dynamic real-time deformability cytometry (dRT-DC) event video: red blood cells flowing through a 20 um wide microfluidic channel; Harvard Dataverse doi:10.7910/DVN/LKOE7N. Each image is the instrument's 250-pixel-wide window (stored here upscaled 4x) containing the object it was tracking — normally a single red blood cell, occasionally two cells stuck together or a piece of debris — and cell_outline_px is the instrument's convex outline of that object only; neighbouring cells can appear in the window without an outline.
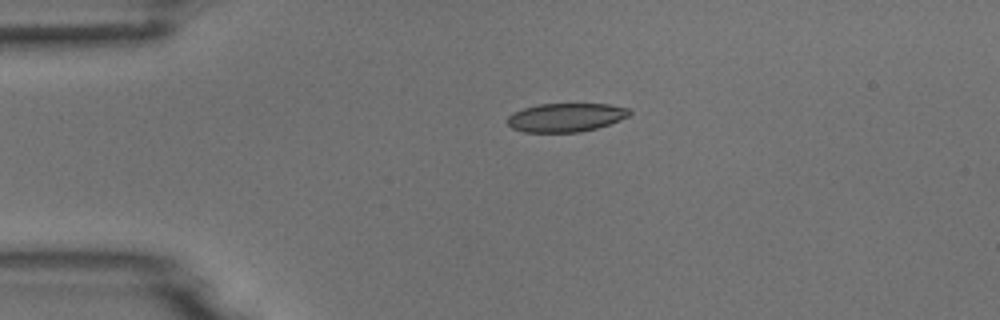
{"species": "common noctule bat (a hibernating species)", "species_latin": "Nyctalus noctula", "temperature_condition": "room temperature", "stored_images_in_passage": 4, "camera_frame_rate_fps": 3000, "um_per_image_px": 0.085, "animal": {"sex": "male", "body_mass_g": 18.8}, "frame": {"image": 1, "passage_image": 3, "time_ms": 0.667, "image_size_px": [1000, 320], "cell_outline_px": [[632, 112], [628, 116], [620, 120], [596, 128], [580, 132], [524, 132], [512, 128], [508, 124], [508, 116], [524, 108], [540, 104], [608, 104], [628, 108]], "centroid_in_image_um": [48.11, 9.98], "position_along_channel_um": 36.9, "area_um2": 20.17}}